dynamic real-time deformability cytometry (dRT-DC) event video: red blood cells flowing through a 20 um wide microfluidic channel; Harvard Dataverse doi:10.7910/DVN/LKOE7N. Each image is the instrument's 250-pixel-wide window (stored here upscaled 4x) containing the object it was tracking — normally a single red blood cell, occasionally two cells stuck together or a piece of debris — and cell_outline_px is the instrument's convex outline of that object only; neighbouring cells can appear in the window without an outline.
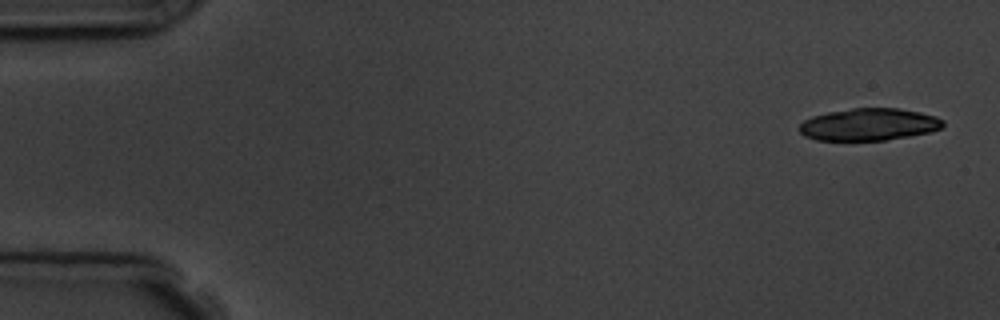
{"species": "common noctule bat (a hibernating species)", "species_latin": "Nyctalus noctula", "temperature_condition": "room temperature", "stored_images_in_passage": 6, "camera_frame_rate_fps": 3000, "um_per_image_px": 0.085, "animal": {"sex": "male", "body_mass_g": 19.5, "forearm_length_mm": 54.6}, "frame": {"image": 1, "passage_image": 1, "time_ms": 0.0, "image_size_px": [1000, 320], "cell_outline_px": [[944, 124], [940, 128], [928, 132], [908, 136], [884, 140], [816, 140], [804, 136], [796, 128], [804, 120], [812, 116], [828, 112], [852, 108], [900, 108], [920, 112], [936, 116], [944, 120]], "centroid_in_image_um": [73.82, 10.57], "position_along_channel_um": 11.2, "area_um2": 26.99}}